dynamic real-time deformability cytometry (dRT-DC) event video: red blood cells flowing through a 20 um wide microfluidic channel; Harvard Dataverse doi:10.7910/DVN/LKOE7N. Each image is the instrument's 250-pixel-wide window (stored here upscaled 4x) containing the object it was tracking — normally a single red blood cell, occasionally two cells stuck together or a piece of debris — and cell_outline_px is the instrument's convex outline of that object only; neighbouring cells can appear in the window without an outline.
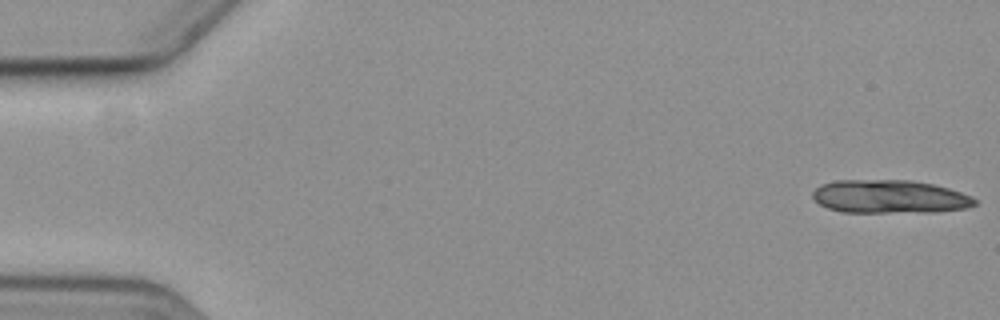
{"species": "common noctule bat (a hibernating species)", "species_latin": "Nyctalus noctula", "temperature_condition": "cold", "stored_images_in_passage": 15, "camera_frame_rate_fps": 3000, "um_per_image_px": 0.085, "animal": {"sex": "female", "body_mass_g": 19.3, "forearm_length_mm": 54.1}, "frame": {"image": 1, "passage_image": 1, "time_ms": 0.0, "image_size_px": [1000, 320], "cell_outline_px": [[976, 204], [964, 208], [932, 212], [844, 212], [828, 208], [820, 204], [812, 196], [812, 192], [820, 184], [836, 180], [912, 180], [932, 184], [948, 188], [972, 196], [976, 200]], "centroid_in_image_um": [75.6, 16.71], "position_along_channel_um": 9.4, "area_um2": 31.39}}
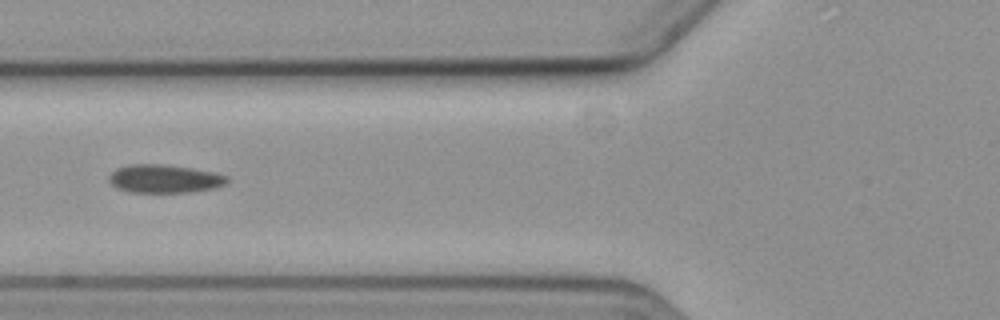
{"frame": {"image": 2, "passage_image": 6, "time_ms": 7.333, "image_size_px": [1000, 320], "cell_outline_px": [[228, 184], [216, 188], [188, 192], [132, 192], [116, 188], [108, 180], [108, 176], [116, 168], [128, 164], [164, 164], [192, 168], [216, 172], [228, 176]], "centroid_in_image_um": [14.0, 15.18], "position_along_channel_um": 111.8, "area_um2": 19.71}}
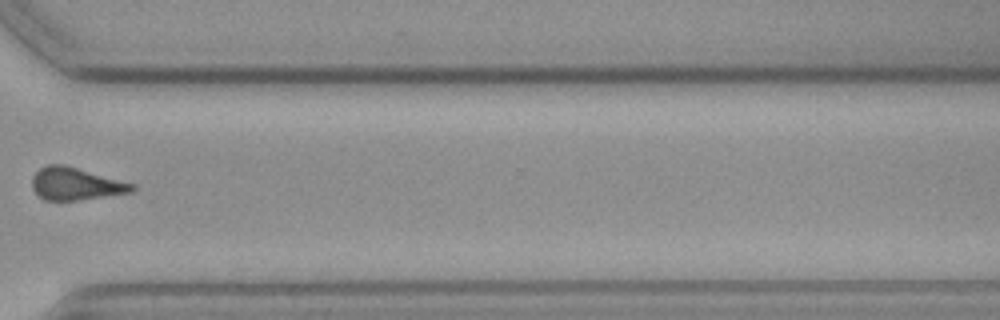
{"frame": {"image": 3, "passage_image": 12, "time_ms": 14.333, "image_size_px": [1000, 320], "cell_outline_px": [[136, 188], [132, 192], [76, 200], [44, 200], [32, 188], [32, 176], [40, 168], [48, 164], [64, 164], [136, 184]], "centroid_in_image_um": [6.44, 15.61], "position_along_channel_um": 364.2, "area_um2": 18.84}, "authors_computed_cell_mechanics": {"area_um2": 19.5364, "velocity_mm_per_s": 3.598, "shape_relaxation_time_tau1_ms": 3.172, "shape_relaxation_time_tau2_ms": null, "deformation_change_tau1": 0.0729, "deformation_change_tau2": null}}